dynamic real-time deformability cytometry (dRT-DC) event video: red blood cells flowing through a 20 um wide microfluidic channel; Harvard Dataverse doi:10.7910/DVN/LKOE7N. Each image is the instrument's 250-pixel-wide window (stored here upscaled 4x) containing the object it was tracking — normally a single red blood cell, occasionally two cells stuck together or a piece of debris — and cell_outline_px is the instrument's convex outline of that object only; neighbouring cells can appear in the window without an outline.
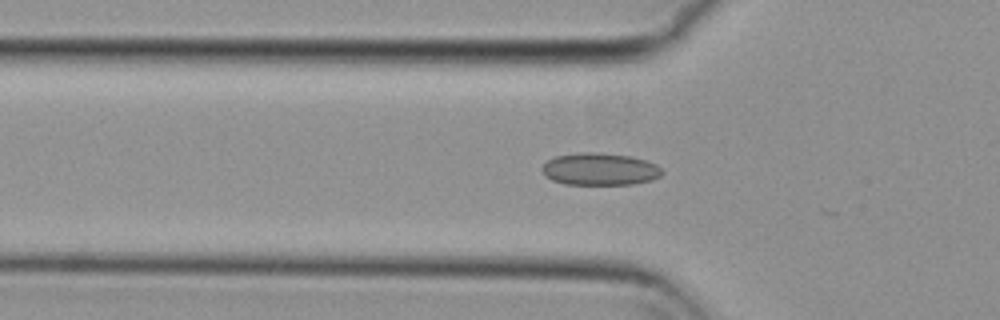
{"species": "common noctule bat (a hibernating species)", "species_latin": "Nyctalus noctula", "temperature_condition": "cold", "stored_images_in_passage": 24, "camera_frame_rate_fps": 3000, "um_per_image_px": 0.085, "animal": {"sex": "female", "body_mass_g": 29.2, "forearm_length_mm": 56.3}, "frame": {"image": 1, "passage_image": 12, "time_ms": 3.667, "image_size_px": [1000, 320], "cell_outline_px": [[664, 172], [660, 176], [652, 180], [632, 184], [564, 184], [552, 180], [544, 176], [540, 168], [548, 160], [556, 156], [584, 152], [596, 152], [628, 156], [644, 160], [656, 164]], "centroid_in_image_um": [50.96, 14.38], "position_along_channel_um": 74.8, "area_um2": 22.48}}
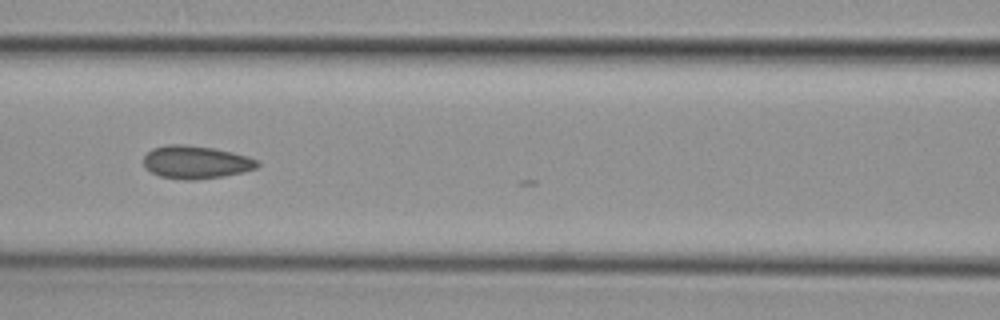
{"frame": {"image": 2, "passage_image": 18, "time_ms": 5.667, "image_size_px": [1000, 320], "cell_outline_px": [[260, 164], [256, 168], [244, 172], [224, 176], [196, 180], [184, 180], [160, 176], [144, 168], [144, 156], [152, 148], [168, 144], [184, 144], [212, 148], [232, 152], [248, 156], [256, 160]], "centroid_in_image_um": [16.64, 13.79], "position_along_channel_um": 150.0, "area_um2": 21.91}}
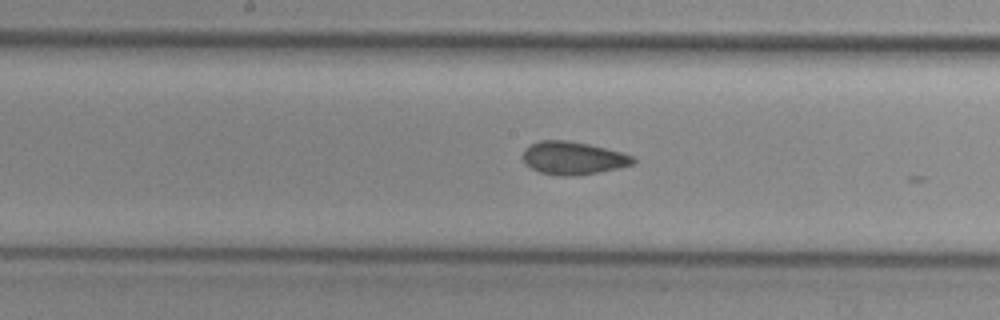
{"frame": {"image": 3, "passage_image": 22, "time_ms": 7.0, "image_size_px": [1000, 320], "cell_outline_px": [[636, 160], [632, 164], [600, 172], [572, 176], [560, 176], [540, 172], [524, 164], [524, 148], [540, 140], [568, 140], [588, 144], [620, 152], [632, 156]], "centroid_in_image_um": [48.68, 13.44], "position_along_channel_um": 199.5, "area_um2": 20.92}}